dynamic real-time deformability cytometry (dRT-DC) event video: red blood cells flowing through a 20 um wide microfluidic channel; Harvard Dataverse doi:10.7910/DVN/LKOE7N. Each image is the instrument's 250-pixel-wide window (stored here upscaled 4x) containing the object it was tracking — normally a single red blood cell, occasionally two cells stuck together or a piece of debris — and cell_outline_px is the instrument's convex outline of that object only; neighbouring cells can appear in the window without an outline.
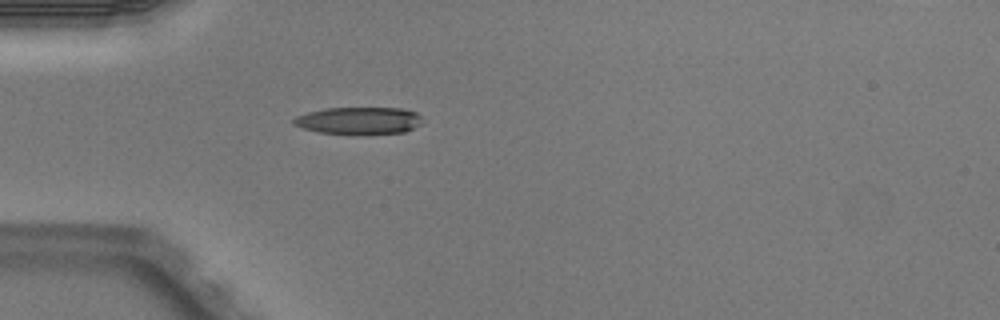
{"species": "Egyptian fruit bat (a non-hibernating species)", "species_latin": "Rousettus aegyptiacus", "temperature_condition": "warm", "stored_images_in_passage": 4, "camera_frame_rate_fps": 3000, "um_per_image_px": 0.085, "animal": {"sex": "male"}, "frame": {"image": 1, "passage_image": 4, "time_ms": 1.0, "image_size_px": [1000, 320], "cell_outline_px": [[420, 124], [404, 132], [360, 136], [356, 136], [316, 132], [292, 124], [292, 120], [296, 116], [308, 112], [324, 108], [404, 108], [416, 112], [420, 116]], "centroid_in_image_um": [30.47, 10.28], "position_along_channel_um": 54.5, "area_um2": 20.98}}